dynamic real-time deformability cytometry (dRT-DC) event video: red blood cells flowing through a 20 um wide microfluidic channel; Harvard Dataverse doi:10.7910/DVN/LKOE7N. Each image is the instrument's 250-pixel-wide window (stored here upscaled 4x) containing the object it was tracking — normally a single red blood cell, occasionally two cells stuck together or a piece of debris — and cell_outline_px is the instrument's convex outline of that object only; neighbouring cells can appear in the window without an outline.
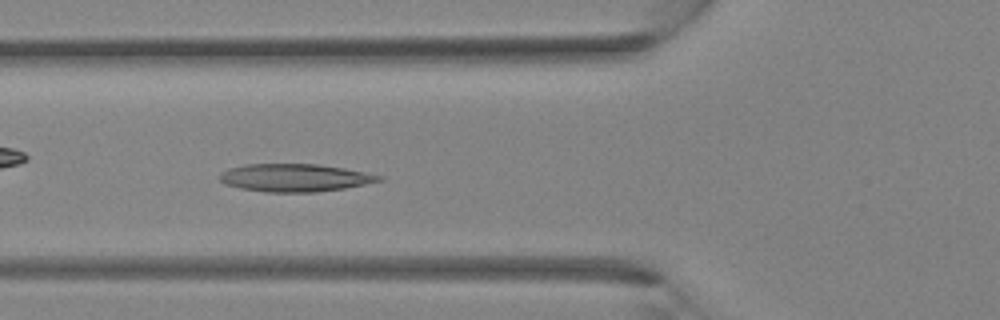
{"species": "Egyptian fruit bat (a non-hibernating species)", "species_latin": "Rousettus aegyptiacus", "temperature_condition": "room temperature", "stored_images_in_passage": 29, "camera_frame_rate_fps": 3000, "um_per_image_px": 0.085, "animal": {"sex": "female"}, "frame": {"image": 1, "passage_image": 5, "time_ms": 1.333, "image_size_px": [1000, 320], "cell_outline_px": [[384, 180], [344, 188], [316, 192], [268, 192], [240, 188], [224, 184], [220, 180], [220, 172], [244, 164], [320, 164], [344, 168], [364, 172], [380, 176]], "centroid_in_image_um": [25.04, 15.1], "position_along_channel_um": 100.8, "area_um2": 25.61}}
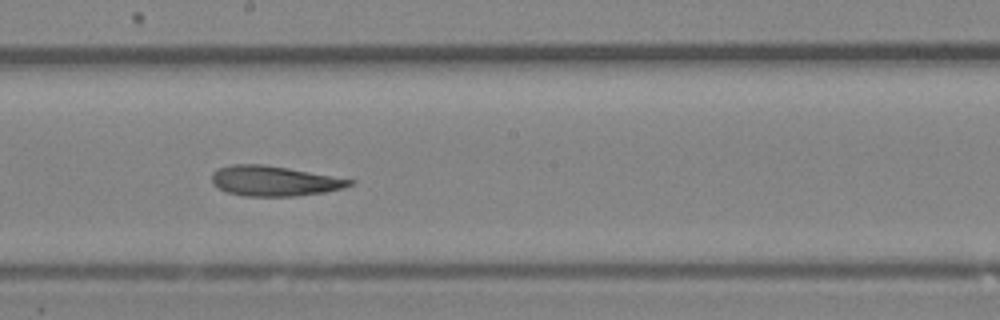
{"frame": {"image": 2, "passage_image": 12, "time_ms": 3.667, "image_size_px": [1000, 320], "cell_outline_px": [[356, 184], [344, 188], [324, 192], [296, 196], [244, 196], [228, 192], [216, 188], [212, 184], [212, 172], [220, 168], [232, 164], [264, 164], [288, 168], [356, 180]], "centroid_in_image_um": [23.32, 15.38], "position_along_channel_um": 224.9, "area_um2": 24.33}}
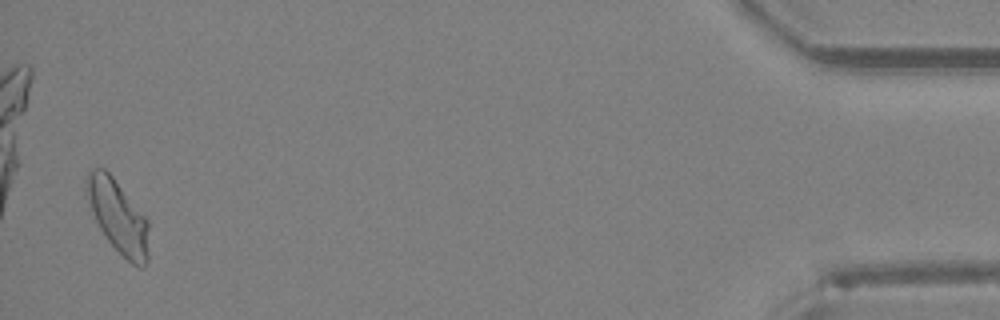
{"frame": {"image": 3, "passage_image": 28, "time_ms": 9.0, "image_size_px": [1000, 320], "cell_outline_px": [[148, 260], [140, 268], [132, 264], [108, 240], [100, 228], [96, 220], [88, 200], [84, 188], [84, 180], [88, 172], [92, 168], [104, 168], [112, 176], [148, 220]], "centroid_in_image_um": [10.01, 18.37], "position_along_channel_um": 425.2, "area_um2": 26.07}}